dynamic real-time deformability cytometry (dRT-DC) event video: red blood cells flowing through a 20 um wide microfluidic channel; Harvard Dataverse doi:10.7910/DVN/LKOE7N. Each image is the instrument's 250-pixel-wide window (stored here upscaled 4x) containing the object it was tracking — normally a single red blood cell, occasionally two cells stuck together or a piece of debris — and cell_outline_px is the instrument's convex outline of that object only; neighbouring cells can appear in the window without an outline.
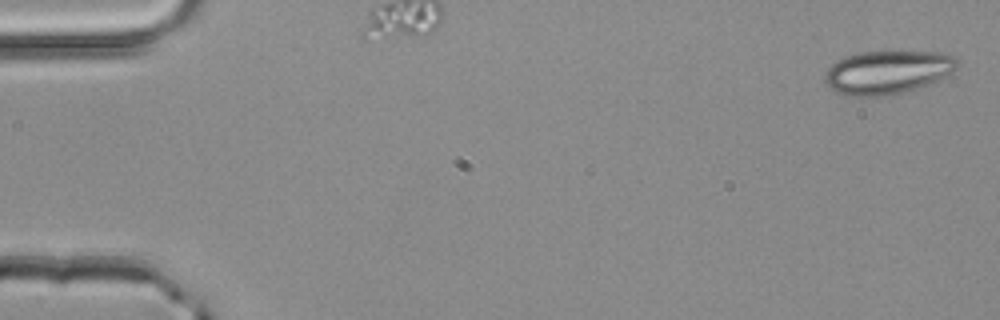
{"species": "common noctule bat (a hibernating species)", "species_latin": "Nyctalus noctula", "temperature_condition": "room temperature", "stored_images_in_passage": 3, "camera_frame_rate_fps": 3000, "um_per_image_px": 0.085, "animal": {"sex": "male", "body_mass_g": 20.4}, "frame": {"image": 1, "passage_image": 1, "time_ms": 0.0, "image_size_px": [1000, 320], "cell_outline_px": [[960, 64], [952, 72], [936, 80], [916, 88], [900, 92], [876, 96], [852, 96], [836, 92], [824, 80], [824, 72], [836, 60], [860, 52], [888, 48], [940, 52], [952, 56], [960, 60]], "centroid_in_image_um": [75.45, 6.06], "position_along_channel_um": 9.6, "area_um2": 34.16}}